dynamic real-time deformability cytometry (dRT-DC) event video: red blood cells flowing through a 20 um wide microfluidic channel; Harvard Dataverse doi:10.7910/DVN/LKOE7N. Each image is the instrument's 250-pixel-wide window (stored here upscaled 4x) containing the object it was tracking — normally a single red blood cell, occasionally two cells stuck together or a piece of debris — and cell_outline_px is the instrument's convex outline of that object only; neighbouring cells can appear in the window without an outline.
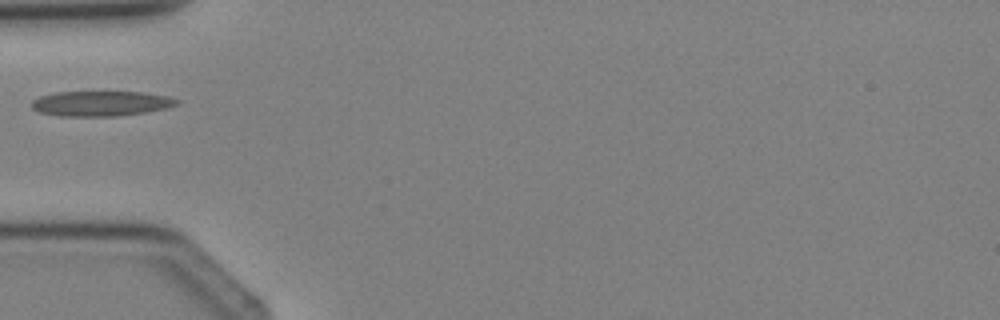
{"species": "Egyptian fruit bat (a non-hibernating species)", "species_latin": "Rousettus aegyptiacus", "temperature_condition": "cold", "stored_images_in_passage": 2, "camera_frame_rate_fps": 3000, "um_per_image_px": 0.085, "animal": {"sex": "female"}, "frame": {"image": 1, "passage_image": 2, "time_ms": 1.333, "image_size_px": [1000, 320], "cell_outline_px": [[180, 100], [176, 104], [164, 108], [144, 112], [116, 116], [60, 116], [40, 112], [32, 108], [32, 100], [40, 96], [56, 92], [144, 92], [164, 96]], "centroid_in_image_um": [8.52, 8.79], "position_along_channel_um": 76.5, "area_um2": 20.92}}